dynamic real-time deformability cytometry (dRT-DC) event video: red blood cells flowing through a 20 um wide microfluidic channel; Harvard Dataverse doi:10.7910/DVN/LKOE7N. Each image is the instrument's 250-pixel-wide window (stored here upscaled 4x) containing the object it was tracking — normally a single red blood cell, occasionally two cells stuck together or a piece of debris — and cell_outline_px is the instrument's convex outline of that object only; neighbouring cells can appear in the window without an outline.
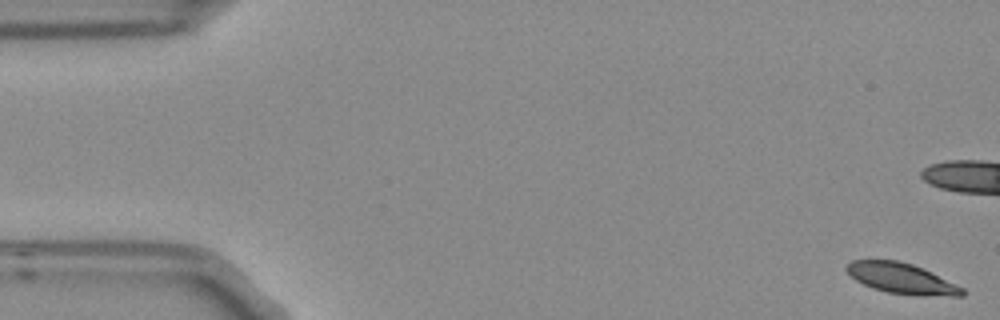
{"species": "Egyptian fruit bat (a non-hibernating species)", "species_latin": "Rousettus aegyptiacus", "temperature_condition": "room temperature", "stored_images_in_passage": 5, "camera_frame_rate_fps": 3000, "um_per_image_px": 0.085, "frame": {"image": 1, "passage_image": 1, "time_ms": 0.0, "image_size_px": [1000, 320], "cell_outline_px": [[964, 296], [952, 296], [888, 292], [872, 288], [856, 280], [844, 268], [852, 260], [900, 260], [912, 264], [932, 272], [964, 288]], "centroid_in_image_um": [76.63, 23.64], "position_along_channel_um": 8.4, "area_um2": 20.11}}